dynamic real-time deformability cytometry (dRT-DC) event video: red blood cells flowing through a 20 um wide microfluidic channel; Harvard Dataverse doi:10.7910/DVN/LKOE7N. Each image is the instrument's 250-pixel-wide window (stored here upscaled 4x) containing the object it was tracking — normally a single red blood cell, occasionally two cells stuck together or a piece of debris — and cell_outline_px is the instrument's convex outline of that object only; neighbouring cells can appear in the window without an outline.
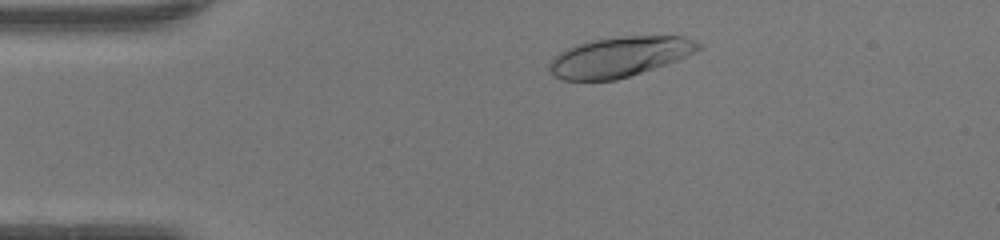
{"species": "human", "species_latin": "Homo sapiens", "temperature_condition": "warm", "stored_images_in_passage": 37, "camera_frame_rate_fps": 3000, "um_per_image_px": 0.085, "donor": {"sex": "female"}, "frame": {"image": 1, "passage_image": 4, "time_ms": 1.0, "image_size_px": [1000, 240], "cell_outline_px": [[704, 48], [688, 56], [616, 80], [564, 80], [556, 76], [548, 68], [548, 64], [552, 56], [576, 44], [588, 40], [624, 36], [684, 36], [696, 40], [704, 44]], "centroid_in_image_um": [52.68, 4.81], "position_along_channel_um": 32.3, "area_um2": 34.85}}
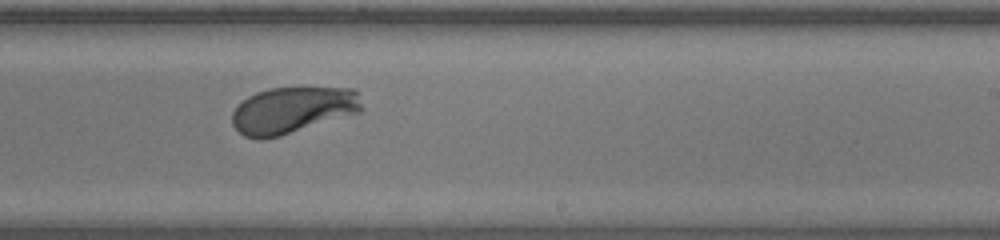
{"frame": {"image": 2, "passage_image": 24, "time_ms": 7.667, "image_size_px": [1000, 240], "cell_outline_px": [[364, 108], [360, 112], [280, 136], [264, 140], [260, 140], [244, 136], [232, 124], [232, 112], [248, 96], [256, 92], [268, 88], [352, 88], [356, 92]], "centroid_in_image_um": [24.85, 9.37], "position_along_channel_um": 264.1, "area_um2": 35.03}}
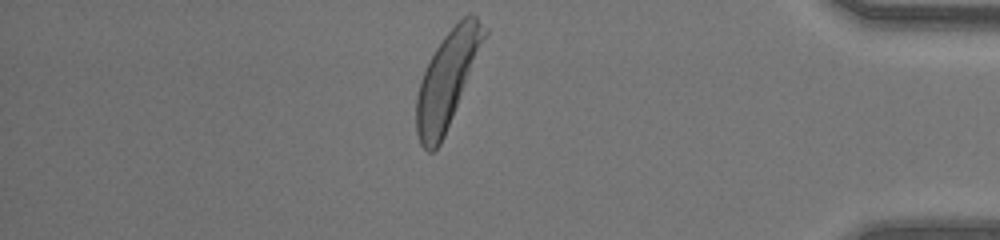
{"frame": {"image": 3, "passage_image": 36, "time_ms": 11.667, "image_size_px": [1000, 240], "cell_outline_px": [[488, 32], [444, 136], [440, 144], [432, 152], [428, 152], [420, 144], [416, 132], [416, 96], [420, 80], [436, 48], [444, 36], [464, 16], [476, 16], [488, 28]], "centroid_in_image_um": [38.0, 6.77], "position_along_channel_um": 397.2, "area_um2": 36.82}, "authors_computed_cell_mechanics": {"area_um2": 35.6048, "velocity_mm_per_s": 4.2505, "shape_relaxation_time_tau1_ms": 1.8649, "shape_relaxation_time_tau2_ms": null, "deformation_change_tau1": 0.1509, "deformation_change_tau2": null}}